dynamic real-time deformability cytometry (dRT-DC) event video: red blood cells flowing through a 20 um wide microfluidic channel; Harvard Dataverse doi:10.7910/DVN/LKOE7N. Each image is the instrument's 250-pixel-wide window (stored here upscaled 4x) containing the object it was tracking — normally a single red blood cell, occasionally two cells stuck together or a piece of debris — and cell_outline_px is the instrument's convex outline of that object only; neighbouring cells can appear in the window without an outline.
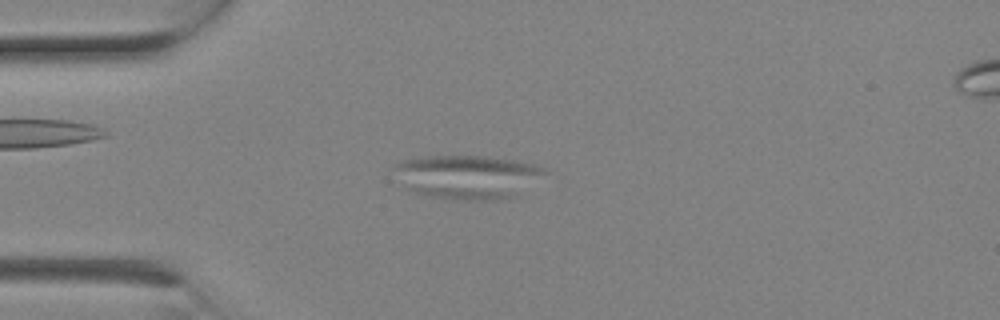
{"species": "Egyptian fruit bat (a non-hibernating species)", "species_latin": "Rousettus aegyptiacus", "temperature_condition": "room temperature", "stored_images_in_passage": 3, "camera_frame_rate_fps": 3000, "um_per_image_px": 0.085, "animal": {"sex": "female"}, "frame": {"image": 1, "passage_image": 2, "time_ms": 0.333, "image_size_px": [1000, 320], "cell_outline_px": [[548, 172], [516, 196], [500, 200], [452, 200], [432, 196], [416, 192], [404, 188], [392, 168], [392, 164], [404, 160], [424, 156], [488, 156], [512, 160], [532, 164], [544, 168]], "centroid_in_image_um": [39.7, 15.03], "position_along_channel_um": 45.3, "area_um2": 38.61}}